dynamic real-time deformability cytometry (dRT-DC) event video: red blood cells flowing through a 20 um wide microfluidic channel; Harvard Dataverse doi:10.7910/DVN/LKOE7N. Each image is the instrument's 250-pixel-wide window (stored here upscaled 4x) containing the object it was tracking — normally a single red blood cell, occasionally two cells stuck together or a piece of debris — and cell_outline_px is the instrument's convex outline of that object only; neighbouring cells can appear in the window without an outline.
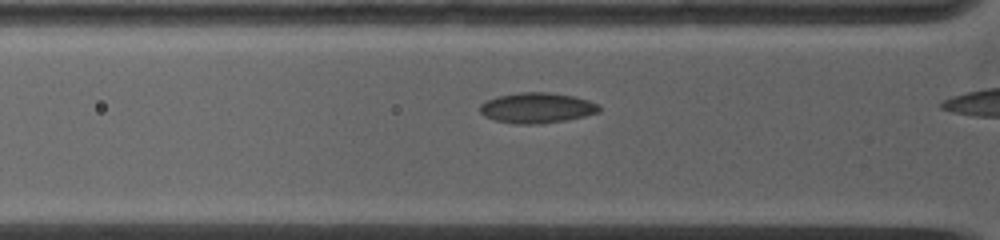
{"species": "common noctule bat (a hibernating species)", "species_latin": "Nyctalus noctula", "temperature_condition": "warm", "stored_images_in_passage": 6, "camera_frame_rate_fps": 5000, "um_per_image_px": 0.085, "animal": {"sex": "female", "body_mass_g": 19.0, "forearm_length_mm": 53.3}, "frame": {"image": 1, "passage_image": 5, "time_ms": 1.6, "image_size_px": [1000, 240], "cell_outline_px": [[600, 112], [584, 116], [564, 120], [540, 124], [516, 124], [496, 120], [484, 116], [480, 112], [480, 104], [496, 96], [520, 92], [548, 92], [572, 96], [588, 100], [600, 104]], "centroid_in_image_um": [45.64, 9.17], "position_along_channel_um": 80.2, "area_um2": 21.1}}